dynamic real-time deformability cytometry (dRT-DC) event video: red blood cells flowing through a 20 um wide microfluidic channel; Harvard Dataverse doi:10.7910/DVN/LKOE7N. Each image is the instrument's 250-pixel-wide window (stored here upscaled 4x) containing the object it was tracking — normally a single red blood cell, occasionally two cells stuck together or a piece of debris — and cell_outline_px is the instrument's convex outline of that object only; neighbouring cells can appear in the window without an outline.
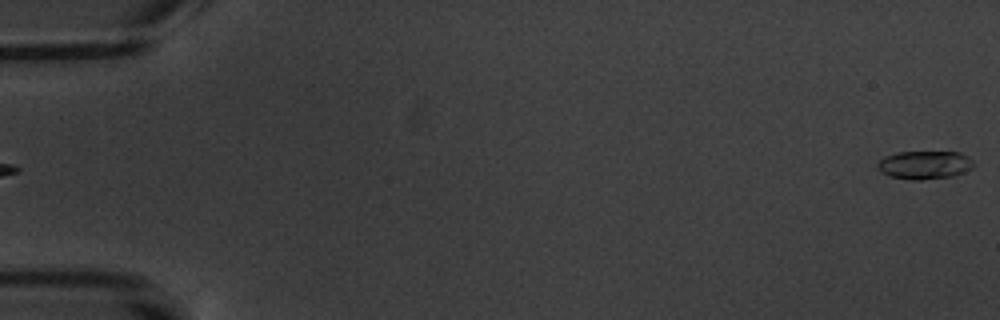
{"species": "common noctule bat (a hibernating species)", "species_latin": "Nyctalus noctula", "temperature_condition": "warm", "stored_images_in_passage": 16, "camera_frame_rate_fps": 3000, "um_per_image_px": 0.085, "animal": {"sex": "male", "body_mass_g": 20.1, "forearm_length_mm": 53.5}, "frame": {"image": 1, "passage_image": 1, "time_ms": 0.0, "image_size_px": [1000, 320], "cell_outline_px": [[972, 168], [964, 172], [952, 176], [920, 180], [912, 180], [892, 176], [880, 172], [876, 168], [876, 164], [884, 156], [896, 152], [960, 152], [968, 156], [972, 160]], "centroid_in_image_um": [78.56, 14.01], "position_along_channel_um": 6.4, "area_um2": 15.84}}
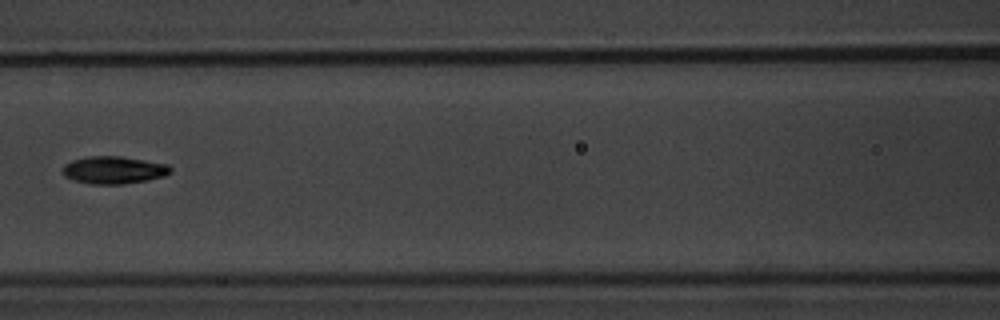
{"frame": {"image": 2, "passage_image": 8, "time_ms": 9.0, "image_size_px": [1000, 320], "cell_outline_px": [[172, 172], [164, 176], [148, 180], [120, 184], [92, 184], [72, 180], [64, 176], [64, 164], [72, 160], [88, 156], [120, 156], [168, 164], [172, 168]], "centroid_in_image_um": [9.68, 14.45], "position_along_channel_um": 156.9, "area_um2": 17.28}}
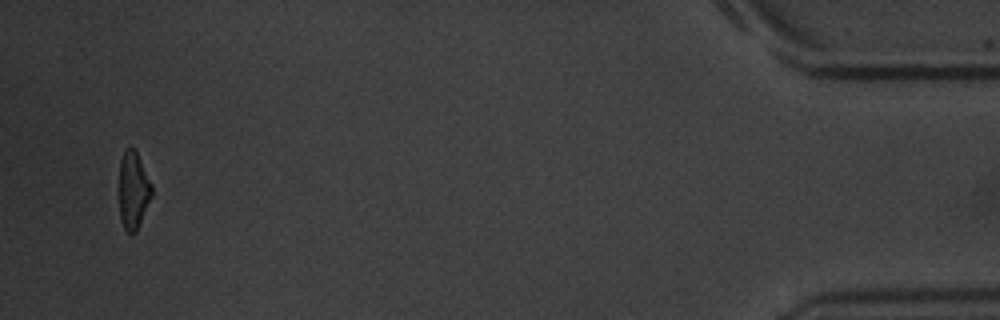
{"frame": {"image": 3, "passage_image": 16, "time_ms": 19.0, "image_size_px": [1000, 320], "cell_outline_px": [[152, 196], [140, 224], [136, 232], [128, 232], [124, 228], [120, 220], [120, 160], [124, 148], [136, 148], [152, 184]], "centroid_in_image_um": [11.35, 16.13], "position_along_channel_um": 423.9, "area_um2": 14.85}, "authors_computed_cell_mechanics": {"area_um2": 15.8661, "velocity_mm_per_s": 3.452, "shape_relaxation_time_tau1_ms": 2.9425, "shape_relaxation_time_tau2_ms": 4.5512, "deformation_change_tau1": 0.1382, "deformation_change_tau2": 0.1022}}